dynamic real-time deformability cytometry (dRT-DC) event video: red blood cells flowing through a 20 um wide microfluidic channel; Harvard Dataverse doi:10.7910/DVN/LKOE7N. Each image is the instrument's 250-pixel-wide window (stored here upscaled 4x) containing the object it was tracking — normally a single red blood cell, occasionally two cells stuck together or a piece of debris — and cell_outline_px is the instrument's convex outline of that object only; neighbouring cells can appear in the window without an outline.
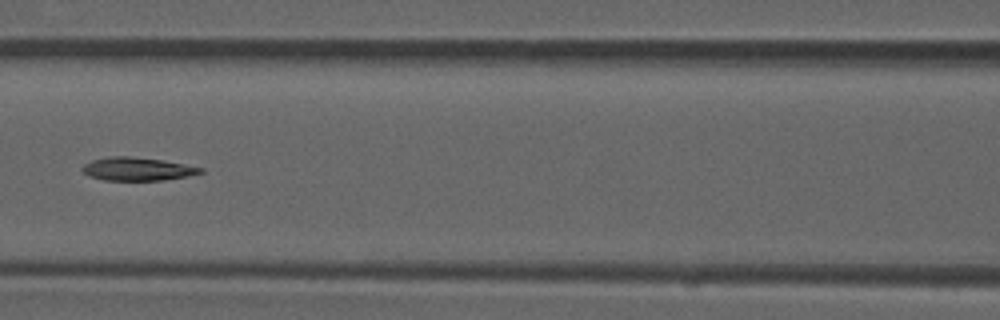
{"species": "common noctule bat (a hibernating species)", "species_latin": "Nyctalus noctula", "temperature_condition": "room temperature", "stored_images_in_passage": 6, "camera_frame_rate_fps": 3000, "um_per_image_px": 0.085, "animal": {"sex": "male", "forearm_length_mm": 52.5}, "frame": {"image": 1, "passage_image": 6, "time_ms": 1.667, "image_size_px": [1000, 320], "cell_outline_px": [[204, 172], [188, 176], [164, 180], [104, 180], [88, 176], [80, 168], [84, 164], [92, 160], [112, 156], [128, 156], [160, 160], [204, 168]], "centroid_in_image_um": [11.65, 14.37], "position_along_channel_um": 155.0, "area_um2": 15.84}}